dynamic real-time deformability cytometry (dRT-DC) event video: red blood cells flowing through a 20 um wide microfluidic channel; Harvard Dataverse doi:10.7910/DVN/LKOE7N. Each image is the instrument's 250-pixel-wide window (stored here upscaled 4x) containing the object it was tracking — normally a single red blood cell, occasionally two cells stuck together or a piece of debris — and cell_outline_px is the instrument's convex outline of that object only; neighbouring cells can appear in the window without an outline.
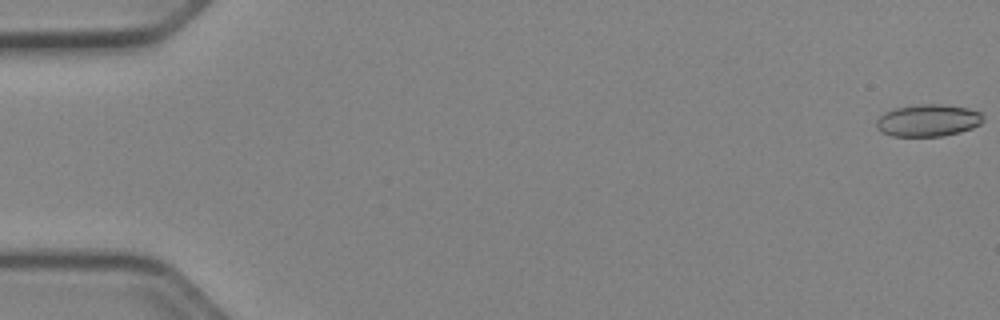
{"species": "Egyptian fruit bat (a non-hibernating species)", "species_latin": "Rousettus aegyptiacus", "temperature_condition": "cold", "stored_images_in_passage": 52, "camera_frame_rate_fps": 3000, "um_per_image_px": 0.085, "animal": {"sex": "female"}, "frame": {"image": 1, "passage_image": 1, "time_ms": 0.0, "image_size_px": [1000, 320], "cell_outline_px": [[984, 120], [980, 124], [972, 128], [960, 132], [944, 136], [892, 136], [880, 132], [876, 128], [876, 120], [884, 112], [896, 108], [920, 104], [944, 104], [968, 108], [980, 112], [984, 116]], "centroid_in_image_um": [78.89, 10.24], "position_along_channel_um": 6.1, "area_um2": 20.17}}
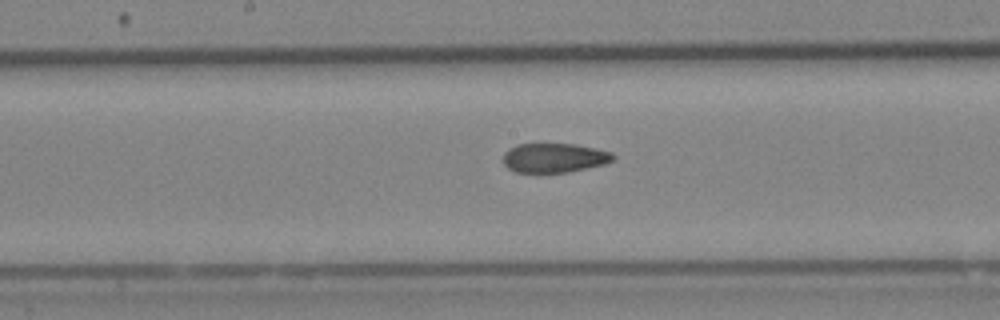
{"frame": {"image": 2, "passage_image": 28, "time_ms": 9.0, "image_size_px": [1000, 320], "cell_outline_px": [[616, 156], [612, 160], [604, 164], [568, 172], [516, 172], [508, 168], [504, 164], [504, 152], [508, 148], [516, 144], [576, 144], [596, 148], [612, 152]], "centroid_in_image_um": [47.11, 13.4], "position_along_channel_um": 201.1, "area_um2": 18.79}}
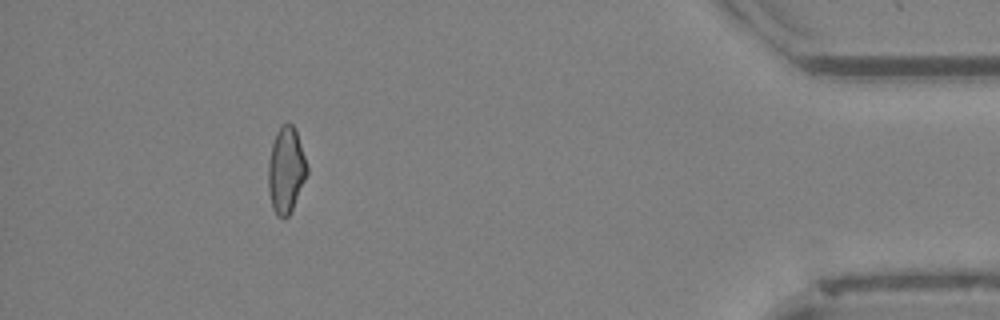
{"frame": {"image": 3, "passage_image": 48, "time_ms": 15.667, "image_size_px": [1000, 320], "cell_outline_px": [[308, 172], [292, 208], [288, 216], [284, 220], [276, 216], [272, 208], [268, 192], [268, 160], [272, 144], [276, 132], [280, 124], [288, 120], [292, 124], [296, 132], [308, 168]], "centroid_in_image_um": [24.28, 14.45], "position_along_channel_um": 410.9, "area_um2": 19.54}, "authors_computed_cell_mechanics": {"area_um2": 19.9988, "velocity_mm_per_s": 3.9748, "shape_relaxation_time_tau1_ms": null, "shape_relaxation_time_tau2_ms": 2.0412, "deformation_change_tau1": null, "deformation_change_tau2": 0.0839}}